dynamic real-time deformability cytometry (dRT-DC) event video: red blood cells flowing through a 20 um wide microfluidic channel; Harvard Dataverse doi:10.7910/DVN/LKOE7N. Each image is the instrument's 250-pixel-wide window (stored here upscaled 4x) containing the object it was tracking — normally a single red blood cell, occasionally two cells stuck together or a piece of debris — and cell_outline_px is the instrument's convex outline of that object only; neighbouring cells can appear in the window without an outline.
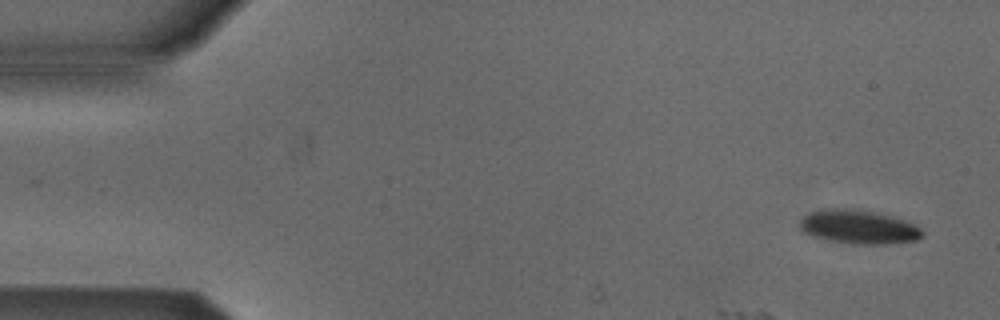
{"species": "Egyptian fruit bat (a non-hibernating species)", "species_latin": "Rousettus aegyptiacus", "temperature_condition": "cold", "stored_images_in_passage": 5, "camera_frame_rate_fps": 3000, "um_per_image_px": 0.085, "animal": {"sex": "male"}, "frame": {"image": 1, "passage_image": 1, "time_ms": 0.0, "image_size_px": [1000, 320], "cell_outline_px": [[924, 236], [916, 240], [888, 244], [852, 244], [812, 236], [804, 232], [800, 228], [800, 220], [808, 212], [832, 208], [844, 208], [872, 212], [892, 216], [916, 224], [924, 232]], "centroid_in_image_um": [73.01, 19.29], "position_along_channel_um": 12.0, "area_um2": 24.04}}